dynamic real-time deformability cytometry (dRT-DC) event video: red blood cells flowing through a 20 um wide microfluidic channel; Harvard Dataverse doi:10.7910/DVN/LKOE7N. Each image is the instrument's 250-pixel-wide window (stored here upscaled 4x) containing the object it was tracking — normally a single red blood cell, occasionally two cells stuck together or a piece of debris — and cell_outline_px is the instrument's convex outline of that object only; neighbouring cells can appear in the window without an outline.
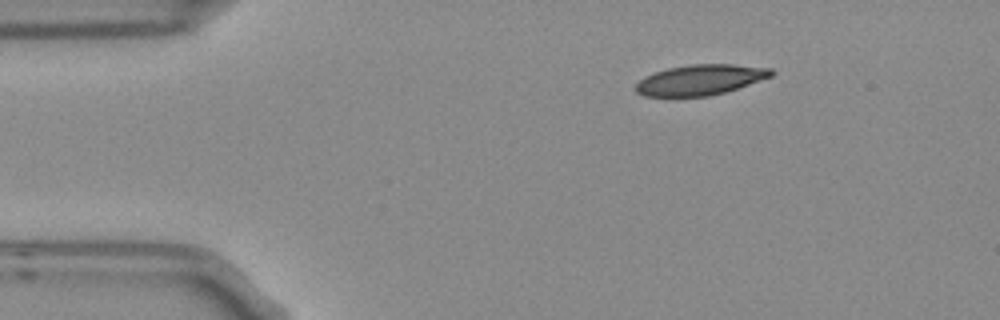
{"species": "Egyptian fruit bat (a non-hibernating species)", "species_latin": "Rousettus aegyptiacus", "temperature_condition": "room temperature", "stored_images_in_passage": 3, "camera_frame_rate_fps": 3000, "um_per_image_px": 0.085, "frame": {"image": 1, "passage_image": 1, "time_ms": 0.0, "image_size_px": [1000, 320], "cell_outline_px": [[776, 72], [772, 76], [724, 92], [708, 96], [644, 96], [636, 92], [636, 84], [644, 76], [668, 68], [692, 64], [732, 64], [772, 68]], "centroid_in_image_um": [59.53, 6.78], "position_along_channel_um": 25.5, "area_um2": 23.81}}
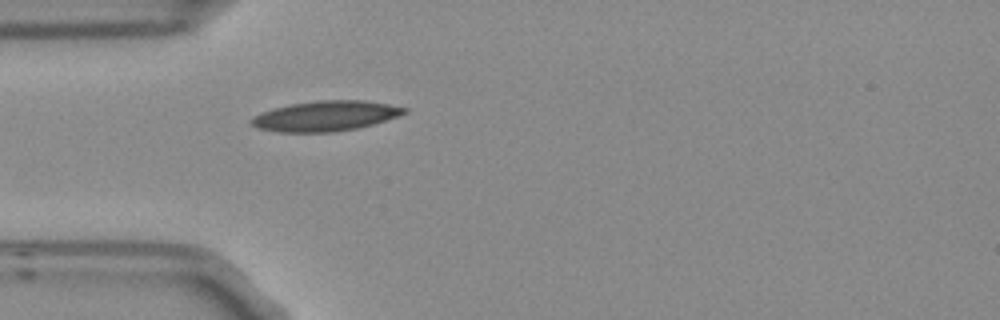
{"frame": {"image": 2, "passage_image": 3, "time_ms": 0.667, "image_size_px": [1000, 320], "cell_outline_px": [[408, 112], [372, 124], [356, 128], [332, 132], [280, 132], [256, 128], [248, 120], [252, 116], [260, 112], [272, 108], [288, 104], [316, 100], [364, 100], [388, 104], [408, 108]], "centroid_in_image_um": [27.6, 9.85], "position_along_channel_um": 57.4, "area_um2": 26.99}}